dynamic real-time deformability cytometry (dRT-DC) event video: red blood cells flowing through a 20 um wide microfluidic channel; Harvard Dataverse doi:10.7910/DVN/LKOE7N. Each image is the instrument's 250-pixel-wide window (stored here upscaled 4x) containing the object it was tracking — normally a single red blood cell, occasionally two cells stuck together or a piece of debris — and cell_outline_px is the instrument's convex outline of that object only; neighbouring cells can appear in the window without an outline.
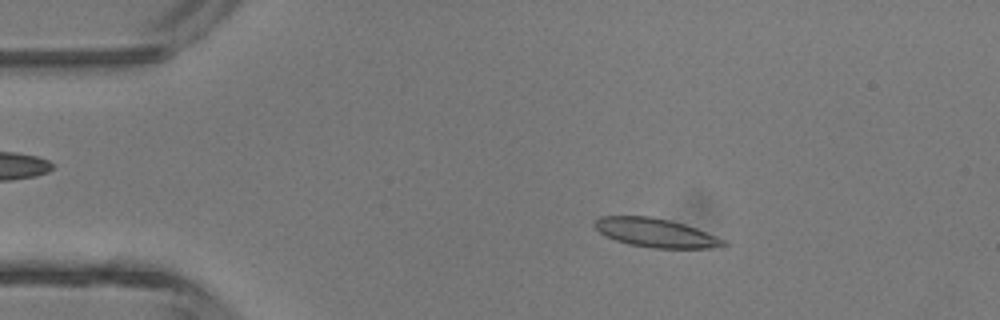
{"species": "common noctule bat (a hibernating species)", "species_latin": "Nyctalus noctula", "temperature_condition": "room temperature", "stored_images_in_passage": 4, "camera_frame_rate_fps": 3000, "um_per_image_px": 0.085, "animal": {"sex": "male", "body_mass_g": 13.3}, "frame": {"image": 1, "passage_image": 2, "time_ms": 1.0, "image_size_px": [1000, 320], "cell_outline_px": [[728, 244], [708, 248], [652, 248], [628, 244], [616, 240], [600, 232], [592, 224], [600, 216], [652, 216], [684, 224], [696, 228], [724, 240]], "centroid_in_image_um": [55.69, 19.78], "position_along_channel_um": 29.3, "area_um2": 21.33}}
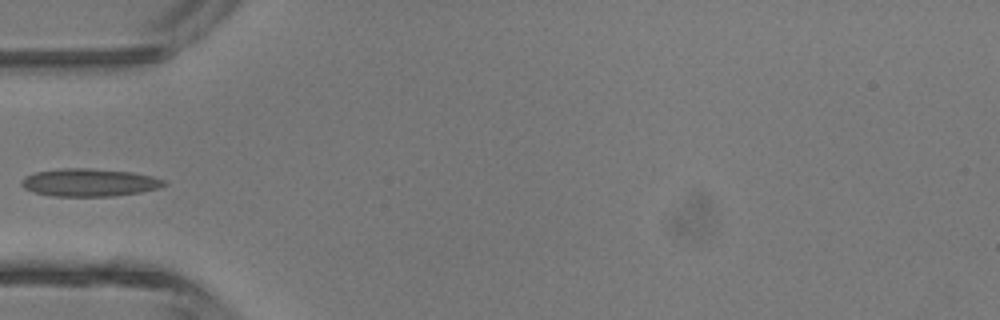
{"frame": {"image": 2, "passage_image": 4, "time_ms": 3.333, "image_size_px": [1000, 320], "cell_outline_px": [[168, 184], [160, 188], [140, 192], [112, 196], [52, 196], [36, 192], [24, 188], [20, 184], [20, 180], [24, 176], [36, 172], [64, 168], [88, 168], [132, 172], [152, 176], [164, 180]], "centroid_in_image_um": [7.6, 15.51], "position_along_channel_um": 77.4, "area_um2": 23.06}}